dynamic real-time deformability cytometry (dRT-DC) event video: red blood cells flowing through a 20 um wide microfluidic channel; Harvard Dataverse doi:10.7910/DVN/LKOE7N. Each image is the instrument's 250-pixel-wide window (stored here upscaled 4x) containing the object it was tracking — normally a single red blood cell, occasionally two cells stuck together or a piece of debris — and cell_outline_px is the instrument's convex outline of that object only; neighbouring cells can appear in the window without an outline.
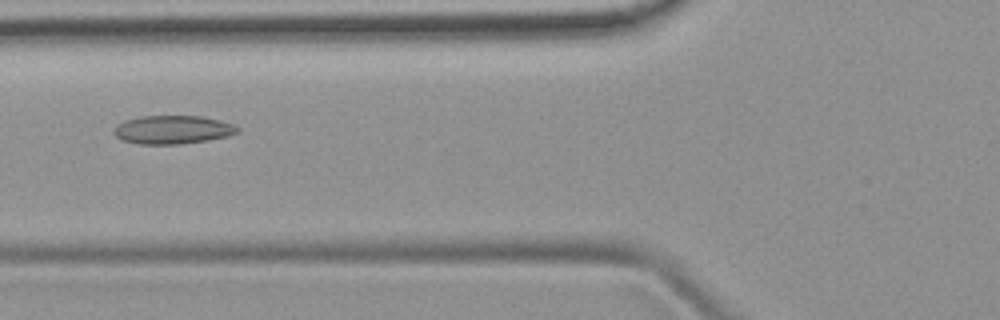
{"species": "common noctule bat (a hibernating species)", "species_latin": "Nyctalus noctula", "temperature_condition": "room temperature", "stored_images_in_passage": 51, "camera_frame_rate_fps": 3000, "um_per_image_px": 0.085, "animal": {"sex": "female", "body_mass_g": 19.9}, "frame": {"image": 1, "passage_image": 20, "time_ms": 6.333, "image_size_px": [1000, 320], "cell_outline_px": [[240, 132], [228, 136], [208, 140], [180, 144], [140, 144], [120, 140], [112, 132], [116, 124], [140, 116], [200, 116], [220, 120], [232, 124], [240, 128]], "centroid_in_image_um": [14.67, 11.03], "position_along_channel_um": 111.1, "area_um2": 20.58}}
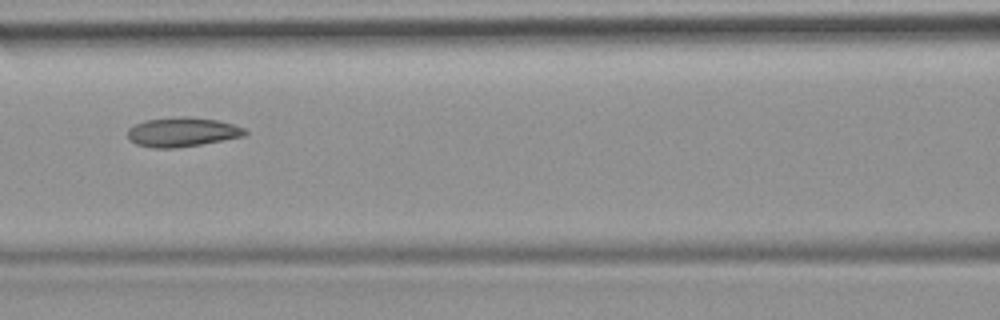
{"frame": {"image": 2, "passage_image": 23, "time_ms": 7.333, "image_size_px": [1000, 320], "cell_outline_px": [[248, 132], [244, 136], [200, 144], [172, 148], [152, 148], [136, 144], [128, 136], [128, 128], [144, 120], [176, 116], [184, 116], [216, 120], [232, 124], [244, 128]], "centroid_in_image_um": [15.47, 11.21], "position_along_channel_um": 151.1, "area_um2": 19.88}}
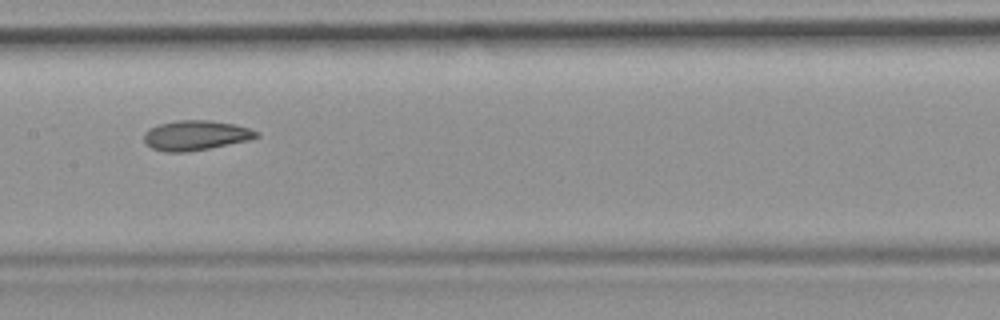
{"frame": {"image": 3, "passage_image": 26, "time_ms": 8.333, "image_size_px": [1000, 320], "cell_outline_px": [[260, 136], [248, 140], [188, 152], [164, 152], [152, 148], [144, 140], [144, 132], [148, 128], [160, 124], [176, 120], [208, 120], [236, 124], [260, 132]], "centroid_in_image_um": [16.63, 11.5], "position_along_channel_um": 190.8, "area_um2": 19.54}, "authors_computed_cell_mechanics": {"area_um2": 20.5768, "velocity_mm_per_s": 3.979, "shape_relaxation_time_tau1_ms": null, "shape_relaxation_time_tau2_ms": 2.2394, "deformation_change_tau1": null, "deformation_change_tau2": 0.0757}}